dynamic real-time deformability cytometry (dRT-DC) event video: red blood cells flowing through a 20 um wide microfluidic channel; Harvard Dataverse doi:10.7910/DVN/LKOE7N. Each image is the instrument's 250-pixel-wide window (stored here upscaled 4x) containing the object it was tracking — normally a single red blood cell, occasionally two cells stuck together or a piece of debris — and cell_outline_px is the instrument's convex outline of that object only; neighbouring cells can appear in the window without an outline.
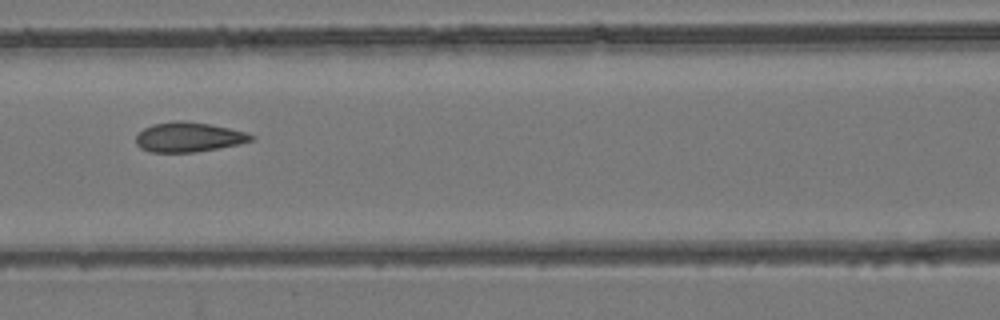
{"species": "common noctule bat (a hibernating species)", "species_latin": "Nyctalus noctula", "temperature_condition": "room temperature", "stored_images_in_passage": 7, "camera_frame_rate_fps": 3000, "um_per_image_px": 0.085, "animal": {"sex": "female", "body_mass_g": 24.6, "forearm_length_mm": 56.2}, "frame": {"image": 1, "passage_image": 7, "time_ms": 8.0, "image_size_px": [1000, 320], "cell_outline_px": [[256, 136], [252, 140], [240, 144], [196, 152], [148, 152], [140, 148], [136, 144], [136, 136], [144, 128], [152, 124], [176, 120], [184, 120], [208, 124], [228, 128], [244, 132]], "centroid_in_image_um": [16.0, 11.65], "position_along_channel_um": 150.6, "area_um2": 19.94}}